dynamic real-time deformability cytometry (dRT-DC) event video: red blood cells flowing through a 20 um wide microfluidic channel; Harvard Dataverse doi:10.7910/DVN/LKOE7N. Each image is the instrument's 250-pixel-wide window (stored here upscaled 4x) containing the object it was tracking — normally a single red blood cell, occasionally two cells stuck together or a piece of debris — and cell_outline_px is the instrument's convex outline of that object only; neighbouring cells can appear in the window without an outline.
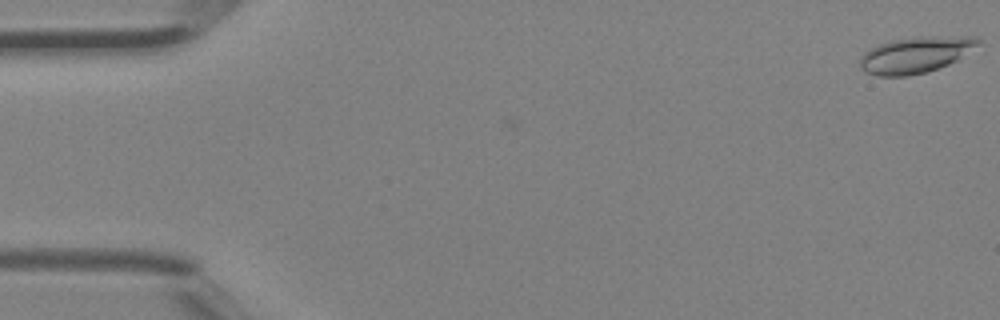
{"species": "Egyptian fruit bat (a non-hibernating species)", "species_latin": "Rousettus aegyptiacus", "temperature_condition": "room temperature", "stored_images_in_passage": 45, "camera_frame_rate_fps": 3000, "um_per_image_px": 0.085, "animal": {"sex": "female"}, "frame": {"image": 1, "passage_image": 1, "time_ms": 0.0, "image_size_px": [1000, 320], "cell_outline_px": [[980, 40], [976, 44], [956, 60], [948, 64], [924, 72], [908, 76], [876, 76], [864, 72], [860, 68], [860, 56], [868, 48], [892, 40], [912, 36], [972, 36]], "centroid_in_image_um": [77.71, 4.65], "position_along_channel_um": 7.3, "area_um2": 24.74}}
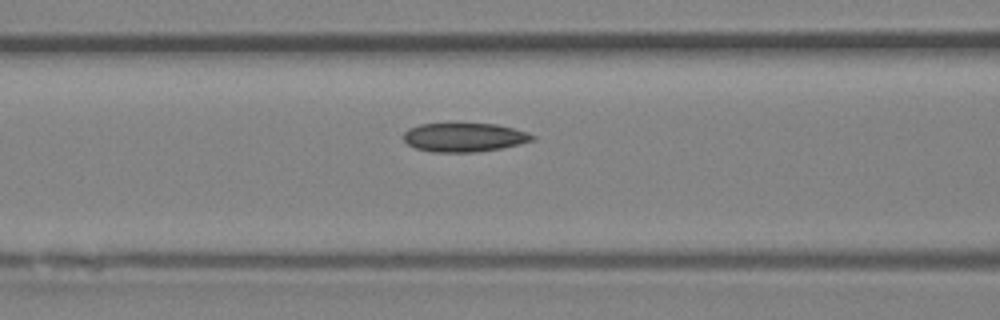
{"frame": {"image": 2, "passage_image": 19, "time_ms": 6.0, "image_size_px": [1000, 320], "cell_outline_px": [[536, 140], [520, 144], [500, 148], [476, 152], [432, 152], [416, 148], [408, 144], [404, 140], [404, 132], [408, 128], [420, 124], [496, 124], [528, 132], [536, 136]], "centroid_in_image_um": [39.48, 11.68], "position_along_channel_um": 127.1, "area_um2": 21.62}}
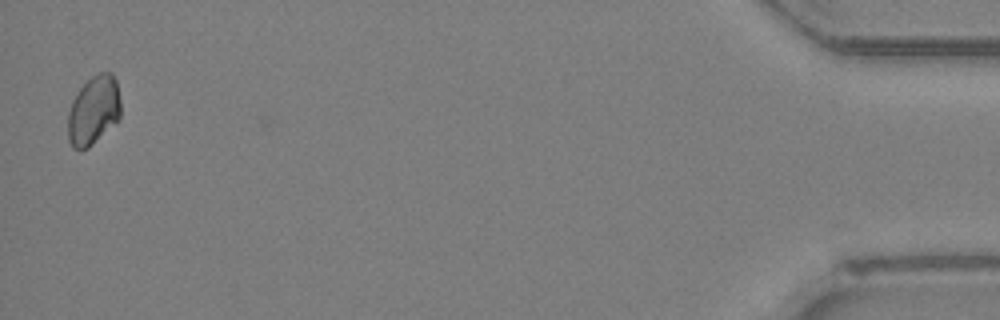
{"frame": {"image": 3, "passage_image": 45, "time_ms": 14.667, "image_size_px": [1000, 320], "cell_outline_px": [[120, 116], [116, 124], [88, 148], [80, 152], [72, 148], [68, 140], [68, 112], [72, 100], [80, 88], [92, 76], [100, 72], [112, 72], [116, 80], [120, 100]], "centroid_in_image_um": [7.95, 9.42], "position_along_channel_um": 427.3, "area_um2": 21.56}}